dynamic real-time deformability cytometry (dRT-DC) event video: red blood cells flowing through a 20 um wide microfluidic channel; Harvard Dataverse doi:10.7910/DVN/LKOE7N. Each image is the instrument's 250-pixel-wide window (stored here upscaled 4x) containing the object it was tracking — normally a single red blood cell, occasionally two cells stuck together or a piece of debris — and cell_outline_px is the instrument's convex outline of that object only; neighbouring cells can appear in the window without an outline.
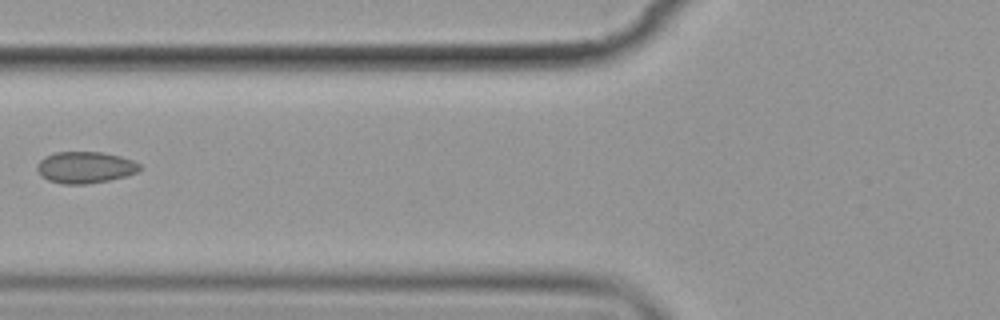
{"species": "common noctule bat (a hibernating species)", "species_latin": "Nyctalus noctula", "temperature_condition": "cold", "stored_images_in_passage": 5, "camera_frame_rate_fps": 3000, "um_per_image_px": 0.085, "animal": {"sex": "female", "body_mass_g": 19.9}, "frame": {"image": 1, "passage_image": 5, "time_ms": 4.667, "image_size_px": [1000, 320], "cell_outline_px": [[140, 168], [136, 172], [124, 176], [108, 180], [88, 184], [64, 184], [48, 180], [40, 176], [36, 168], [36, 164], [44, 156], [56, 152], [104, 152], [120, 156], [132, 160], [140, 164]], "centroid_in_image_um": [7.19, 14.22], "position_along_channel_um": 118.6, "area_um2": 18.9}}